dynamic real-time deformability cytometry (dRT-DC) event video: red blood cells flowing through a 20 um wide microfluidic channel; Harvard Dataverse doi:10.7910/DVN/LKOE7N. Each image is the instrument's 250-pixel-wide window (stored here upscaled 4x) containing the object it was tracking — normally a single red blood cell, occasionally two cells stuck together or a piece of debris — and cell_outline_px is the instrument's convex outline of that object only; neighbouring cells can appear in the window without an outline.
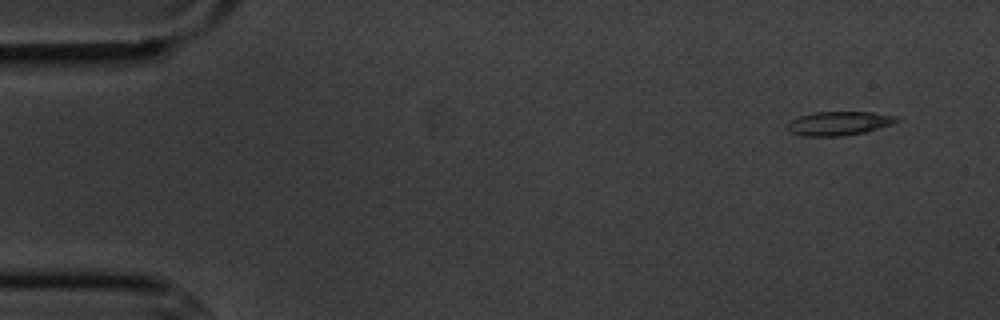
{"species": "common noctule bat (a hibernating species)", "species_latin": "Nyctalus noctula", "temperature_condition": "cold", "stored_images_in_passage": 9, "camera_frame_rate_fps": 3000, "um_per_image_px": 0.085, "animal": {"sex": "male", "body_mass_g": 20.1, "forearm_length_mm": 53.5}, "frame": {"image": 1, "passage_image": 1, "time_ms": 0.0, "image_size_px": [1000, 320], "cell_outline_px": [[900, 120], [892, 124], [864, 132], [844, 136], [800, 136], [788, 132], [784, 128], [792, 120], [800, 116], [816, 112], [872, 112], [900, 116]], "centroid_in_image_um": [71.3, 10.49], "position_along_channel_um": 13.7, "area_um2": 15.37}}
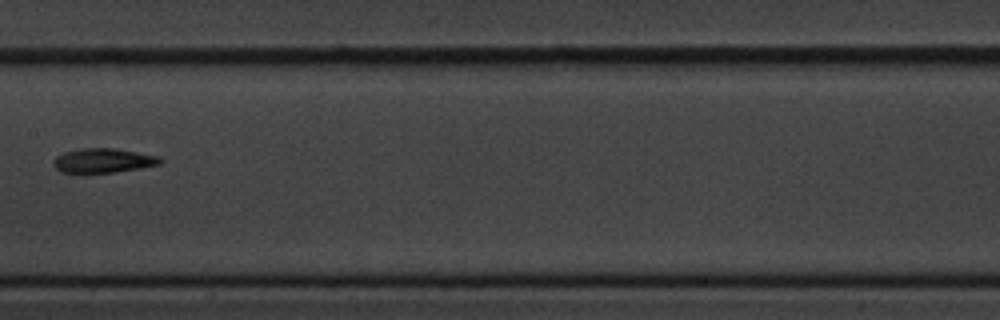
{"frame": {"image": 2, "passage_image": 7, "time_ms": 8.0, "image_size_px": [1000, 320], "cell_outline_px": [[164, 160], [160, 164], [140, 168], [116, 172], [60, 172], [52, 164], [52, 160], [56, 156], [64, 152], [80, 148], [112, 148], [160, 156]], "centroid_in_image_um": [8.77, 13.64], "position_along_channel_um": 198.6, "area_um2": 15.14}}
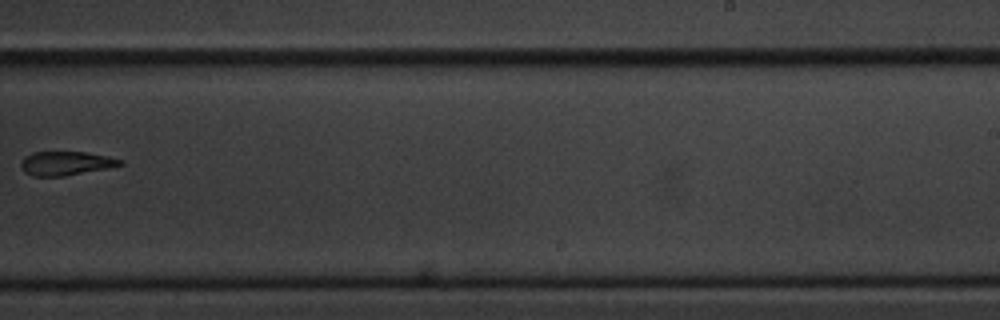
{"frame": {"image": 3, "passage_image": 9, "time_ms": 10.333, "image_size_px": [1000, 320], "cell_outline_px": [[124, 164], [108, 168], [64, 176], [32, 176], [24, 172], [20, 164], [24, 156], [32, 152], [84, 152], [108, 156], [120, 160]], "centroid_in_image_um": [5.56, 13.88], "position_along_channel_um": 283.4, "area_um2": 13.76}}